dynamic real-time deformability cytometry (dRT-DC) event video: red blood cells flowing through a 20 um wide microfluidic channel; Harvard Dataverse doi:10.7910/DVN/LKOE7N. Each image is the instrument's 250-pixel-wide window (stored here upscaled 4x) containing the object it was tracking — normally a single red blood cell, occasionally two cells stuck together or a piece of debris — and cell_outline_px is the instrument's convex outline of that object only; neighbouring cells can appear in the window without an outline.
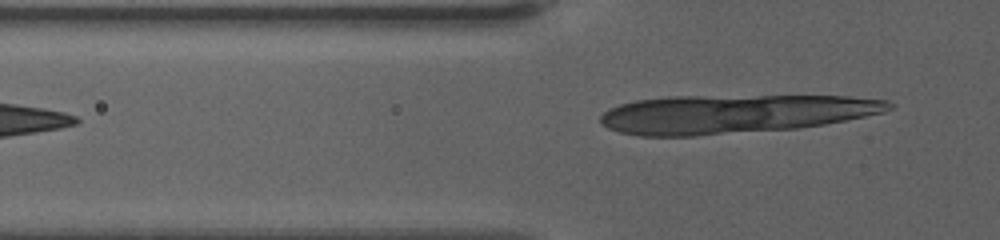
{"species": "human", "species_latin": "Homo sapiens", "temperature_condition": "warm", "stored_images_in_passage": 40, "segment_of_instrument_passage": [1, 2], "camera_frame_rate_fps": 3000, "um_per_image_px": 0.085, "donor": {"sex": "female"}, "frame": {"image": 1, "passage_image": 2, "time_ms": 0.333, "image_size_px": [1000, 240], "cell_outline_px": [[892, 108], [884, 112], [824, 124], [796, 128], [696, 136], [640, 136], [620, 132], [608, 128], [600, 120], [600, 116], [608, 108], [620, 104], [636, 100], [668, 96], [848, 96], [888, 100], [892, 104]], "centroid_in_image_um": [62.38, 9.68], "position_along_channel_um": 63.4, "area_um2": 64.97}}